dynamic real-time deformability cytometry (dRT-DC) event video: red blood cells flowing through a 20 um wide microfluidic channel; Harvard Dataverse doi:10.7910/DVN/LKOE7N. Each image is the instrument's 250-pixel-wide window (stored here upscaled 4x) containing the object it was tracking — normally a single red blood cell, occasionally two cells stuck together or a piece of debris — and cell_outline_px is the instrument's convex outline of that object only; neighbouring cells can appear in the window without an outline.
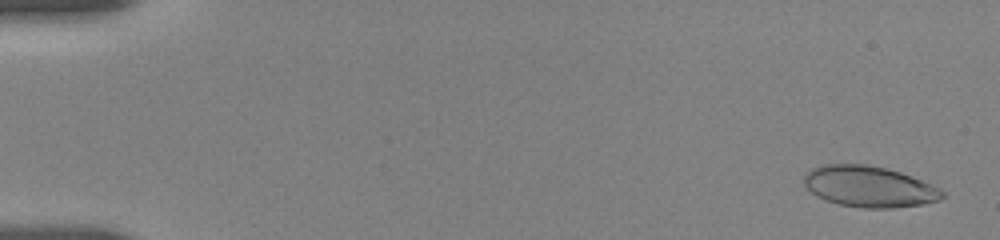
{"species": "human", "species_latin": "Homo sapiens", "temperature_condition": "room temperature", "stored_images_in_passage": 61, "camera_frame_rate_fps": 3000, "um_per_image_px": 0.085, "donor": {"sex": "female"}, "frame": {"image": 1, "passage_image": 1, "time_ms": 0.0, "image_size_px": [1000, 240], "cell_outline_px": [[944, 196], [940, 200], [924, 204], [892, 208], [864, 208], [840, 204], [824, 200], [816, 196], [804, 184], [804, 172], [812, 168], [824, 164], [868, 164], [888, 168], [912, 176], [932, 184], [940, 188], [944, 192]], "centroid_in_image_um": [73.89, 15.85], "position_along_channel_um": 11.1, "area_um2": 33.35}}
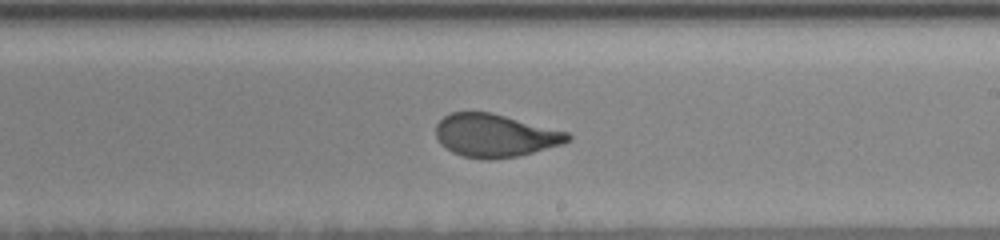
{"frame": {"image": 2, "passage_image": 39, "time_ms": 10.333, "image_size_px": [1000, 240], "cell_outline_px": [[572, 140], [560, 144], [532, 152], [516, 156], [492, 160], [484, 160], [464, 156], [452, 152], [440, 144], [436, 136], [436, 124], [444, 116], [452, 112], [492, 112], [568, 132], [572, 136]], "centroid_in_image_um": [42.06, 11.51], "position_along_channel_um": 246.9, "area_um2": 33.0}}
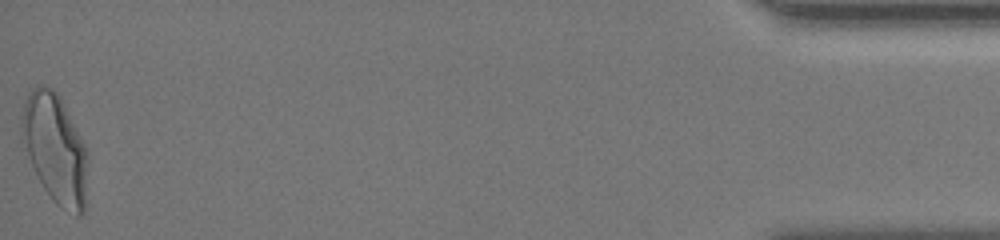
{"frame": {"image": 3, "passage_image": 60, "time_ms": 17.667, "image_size_px": [1000, 240], "cell_outline_px": [[88, 156], [84, 212], [80, 216], [76, 216], [60, 208], [52, 200], [44, 188], [20, 140], [20, 116], [24, 104], [32, 88], [36, 84], [44, 84], [52, 88], [60, 96], [84, 144]], "centroid_in_image_um": [4.67, 12.62], "position_along_channel_um": 430.5, "area_um2": 42.19}, "authors_computed_cell_mechanics": {"area_um2": 33.9864, "velocity_mm_per_s": 3.68, "shape_relaxation_time_tau1_ms": 5.2018, "shape_relaxation_time_tau2_ms": null, "deformation_change_tau1": 0.1824, "deformation_change_tau2": null}}